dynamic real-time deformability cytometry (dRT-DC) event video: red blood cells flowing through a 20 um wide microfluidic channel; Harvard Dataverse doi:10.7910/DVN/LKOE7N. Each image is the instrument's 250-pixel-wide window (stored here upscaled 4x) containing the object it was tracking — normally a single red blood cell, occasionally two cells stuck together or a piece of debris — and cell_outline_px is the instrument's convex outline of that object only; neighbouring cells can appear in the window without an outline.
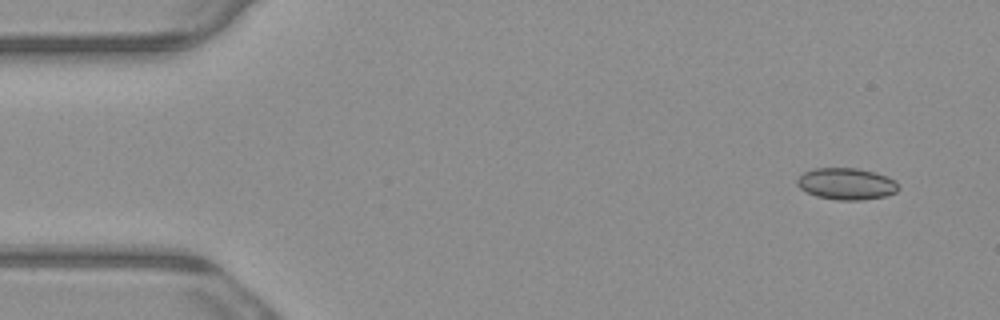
{"species": "common noctule bat (a hibernating species)", "species_latin": "Nyctalus noctula", "temperature_condition": "warm", "stored_images_in_passage": 5, "camera_frame_rate_fps": 3000, "um_per_image_px": 0.085, "animal": {"sex": "male", "body_mass_g": 23.1, "forearm_length_mm": 52.7}, "frame": {"image": 1, "passage_image": 1, "time_ms": 0.0, "image_size_px": [1000, 320], "cell_outline_px": [[900, 188], [896, 192], [884, 196], [864, 200], [836, 200], [816, 196], [800, 188], [796, 184], [796, 180], [804, 172], [812, 168], [856, 168], [876, 172], [888, 176], [896, 180]], "centroid_in_image_um": [71.97, 15.62], "position_along_channel_um": 13.0, "area_um2": 18.9}}
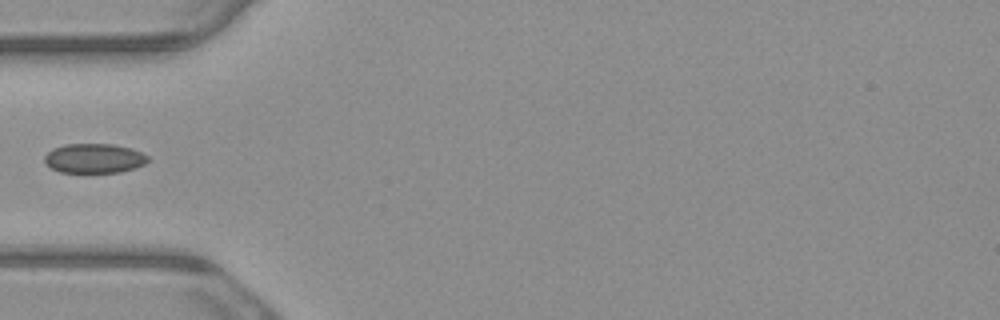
{"frame": {"image": 2, "passage_image": 4, "time_ms": 1.0, "image_size_px": [1000, 320], "cell_outline_px": [[148, 160], [144, 164], [136, 168], [120, 172], [60, 172], [52, 168], [44, 160], [44, 156], [52, 148], [64, 144], [112, 144], [132, 148], [148, 156]], "centroid_in_image_um": [8.01, 13.45], "position_along_channel_um": 77.0, "area_um2": 17.74}}
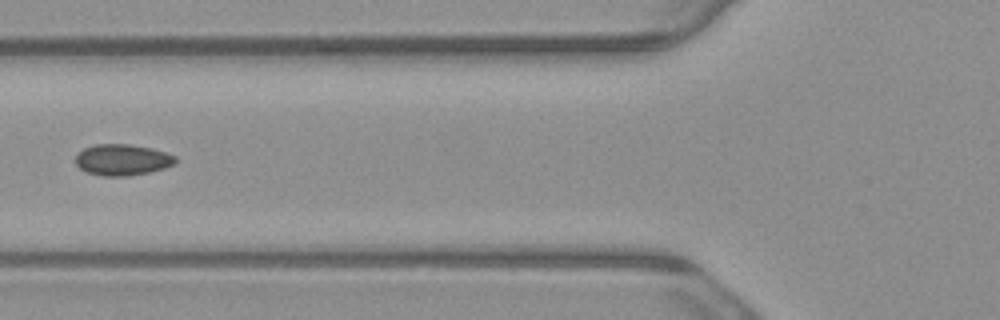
{"frame": {"image": 3, "passage_image": 5, "time_ms": 1.333, "image_size_px": [1000, 320], "cell_outline_px": [[176, 160], [172, 164], [164, 168], [148, 172], [128, 176], [104, 176], [88, 172], [80, 168], [76, 164], [76, 156], [84, 148], [96, 144], [128, 144], [152, 148], [176, 156]], "centroid_in_image_um": [10.39, 13.58], "position_along_channel_um": 115.4, "area_um2": 17.92}}